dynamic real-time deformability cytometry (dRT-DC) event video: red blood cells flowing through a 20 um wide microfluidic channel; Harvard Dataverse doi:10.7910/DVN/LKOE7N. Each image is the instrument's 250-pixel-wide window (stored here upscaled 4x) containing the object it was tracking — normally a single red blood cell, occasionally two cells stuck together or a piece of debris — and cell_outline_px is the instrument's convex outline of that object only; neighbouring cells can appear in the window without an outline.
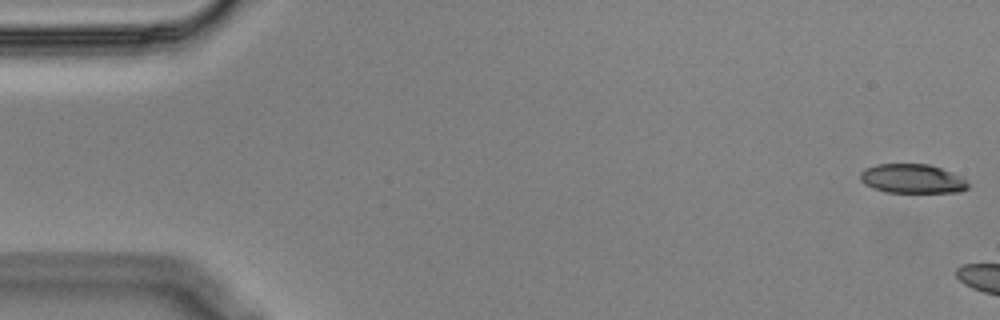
{"species": "Egyptian fruit bat (a non-hibernating species)", "species_latin": "Rousettus aegyptiacus", "temperature_condition": "cold", "stored_images_in_passage": 6, "camera_frame_rate_fps": 3000, "um_per_image_px": 0.085, "animal": {"sex": "male"}, "frame": {"image": 1, "passage_image": 1, "time_ms": 0.0, "image_size_px": [1000, 320], "cell_outline_px": [[968, 188], [960, 192], [884, 192], [864, 184], [860, 180], [860, 172], [864, 168], [876, 164], [928, 164], [952, 172], [960, 176], [968, 184]], "centroid_in_image_um": [77.5, 15.19], "position_along_channel_um": 7.5, "area_um2": 18.32}}